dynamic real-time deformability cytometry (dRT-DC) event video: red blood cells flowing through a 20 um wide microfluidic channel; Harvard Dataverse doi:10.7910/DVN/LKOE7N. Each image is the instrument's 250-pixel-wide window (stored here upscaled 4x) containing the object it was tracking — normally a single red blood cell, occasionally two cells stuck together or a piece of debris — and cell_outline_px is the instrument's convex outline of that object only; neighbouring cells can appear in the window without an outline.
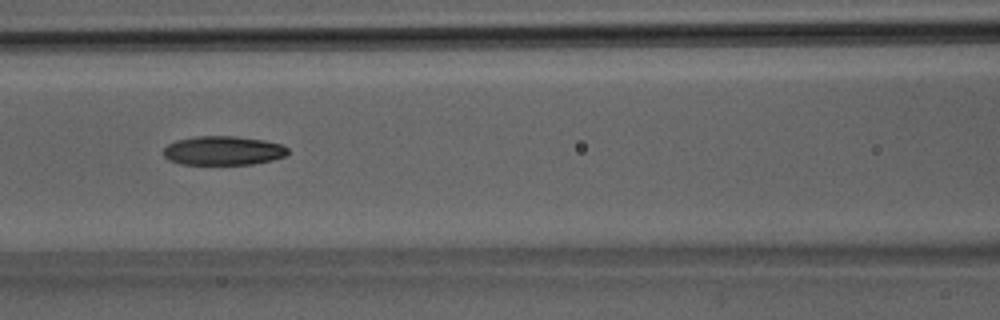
{"species": "Egyptian fruit bat (a non-hibernating species)", "species_latin": "Rousettus aegyptiacus", "temperature_condition": "room temperature", "stored_images_in_passage": 35, "camera_frame_rate_fps": 3000, "um_per_image_px": 0.085, "animal": {"sex": "male"}, "frame": {"image": 1, "passage_image": 16, "time_ms": 5.0, "image_size_px": [1000, 320], "cell_outline_px": [[288, 152], [284, 156], [272, 160], [252, 164], [180, 164], [168, 160], [164, 156], [164, 148], [168, 144], [176, 140], [196, 136], [236, 136], [264, 140], [280, 144], [288, 148]], "centroid_in_image_um": [18.95, 12.8], "position_along_channel_um": 147.7, "area_um2": 21.04}}
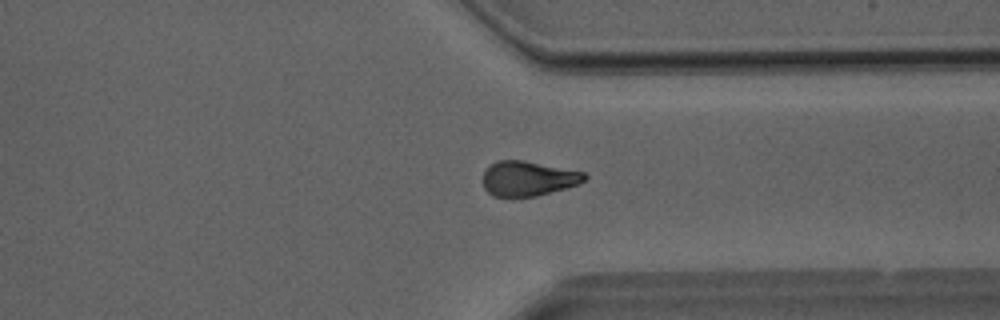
{"frame": {"image": 2, "passage_image": 28, "time_ms": 9.0, "image_size_px": [1000, 320], "cell_outline_px": [[588, 176], [580, 184], [536, 196], [492, 196], [484, 188], [484, 168], [496, 160], [524, 160], [584, 172]], "centroid_in_image_um": [44.88, 15.16], "position_along_channel_um": 366.5, "area_um2": 20.63}}
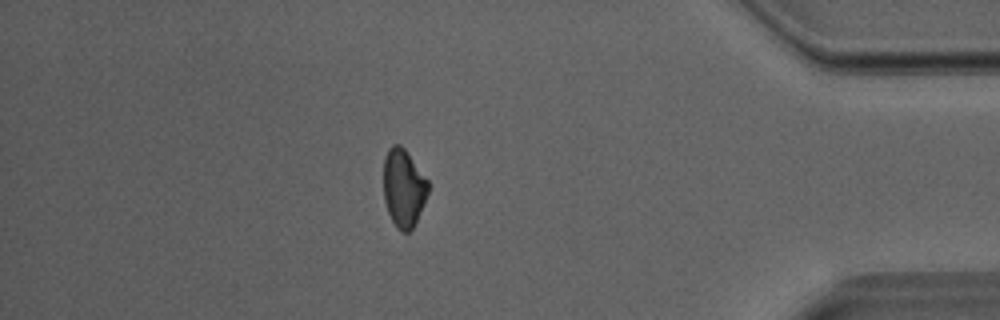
{"frame": {"image": 3, "passage_image": 32, "time_ms": 10.333, "image_size_px": [1000, 320], "cell_outline_px": [[428, 192], [424, 204], [412, 228], [408, 232], [400, 232], [396, 228], [388, 212], [384, 200], [384, 156], [388, 148], [392, 144], [400, 144], [404, 148], [428, 180]], "centroid_in_image_um": [34.29, 15.97], "position_along_channel_um": 400.9, "area_um2": 20.23}}